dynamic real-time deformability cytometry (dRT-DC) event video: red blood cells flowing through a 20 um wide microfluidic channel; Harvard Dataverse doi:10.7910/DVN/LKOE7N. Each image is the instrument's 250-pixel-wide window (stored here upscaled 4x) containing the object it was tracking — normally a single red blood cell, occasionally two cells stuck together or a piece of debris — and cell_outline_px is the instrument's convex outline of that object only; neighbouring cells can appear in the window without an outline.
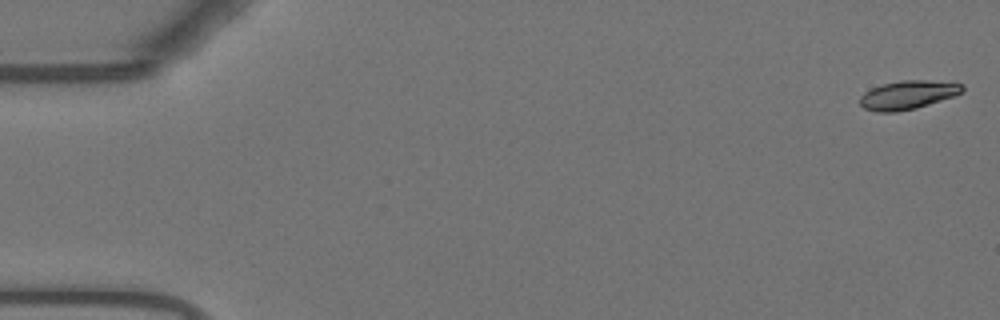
{"species": "Egyptian fruit bat (a non-hibernating species)", "species_latin": "Rousettus aegyptiacus", "temperature_condition": "warm", "stored_images_in_passage": 53, "camera_frame_rate_fps": 3000, "um_per_image_px": 0.085, "animal": {"sex": "female"}, "frame": {"image": 1, "passage_image": 1, "time_ms": 0.0, "image_size_px": [1000, 320], "cell_outline_px": [[964, 92], [916, 108], [896, 112], [876, 112], [864, 108], [860, 104], [860, 96], [864, 92], [872, 88], [884, 84], [904, 80], [924, 80], [964, 84]], "centroid_in_image_um": [77.15, 8.07], "position_along_channel_um": 7.9, "area_um2": 16.88}}
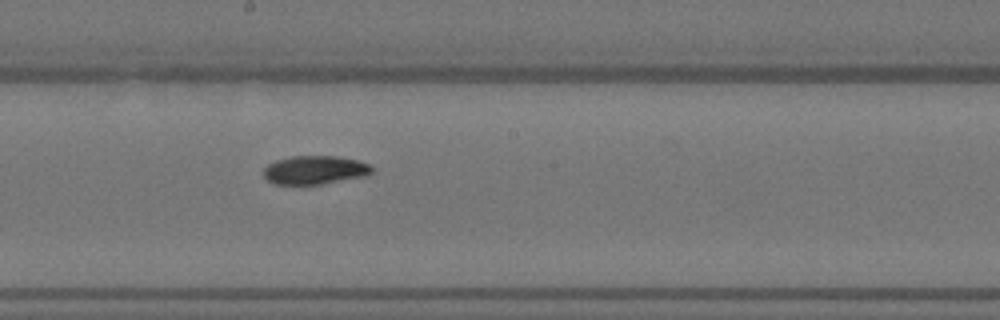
{"frame": {"image": 2, "passage_image": 30, "time_ms": 9.667, "image_size_px": [1000, 320], "cell_outline_px": [[372, 172], [368, 176], [320, 184], [272, 184], [264, 176], [264, 168], [268, 164], [276, 160], [292, 156], [336, 156], [356, 160], [368, 164], [372, 168]], "centroid_in_image_um": [26.76, 14.45], "position_along_channel_um": 221.4, "area_um2": 17.98}}
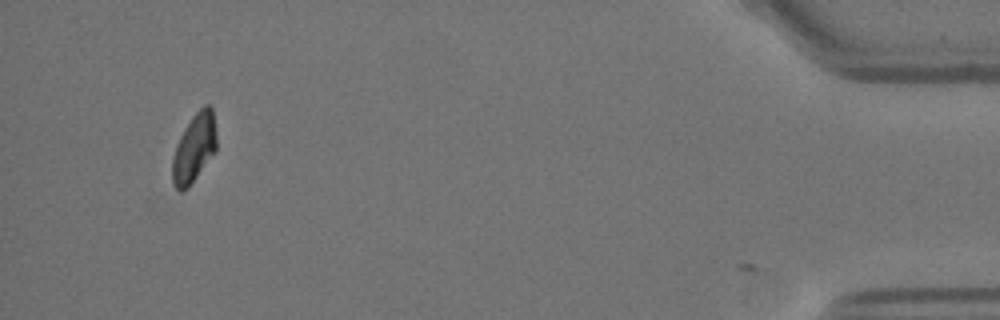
{"frame": {"image": 3, "passage_image": 52, "time_ms": 17.0, "image_size_px": [1000, 320], "cell_outline_px": [[216, 152], [188, 188], [180, 192], [172, 184], [172, 156], [176, 144], [184, 128], [192, 116], [204, 104], [208, 104], [212, 108], [216, 132]], "centroid_in_image_um": [16.5, 12.6], "position_along_channel_um": 418.7, "area_um2": 17.92}, "authors_computed_cell_mechanics": {"area_um2": 17.9758, "velocity_mm_per_s": 3.6998, "shape_relaxation_time_tau1_ms": 4.5315, "shape_relaxation_time_tau2_ms": null, "deformation_change_tau1": 0.1556, "deformation_change_tau2": null}}